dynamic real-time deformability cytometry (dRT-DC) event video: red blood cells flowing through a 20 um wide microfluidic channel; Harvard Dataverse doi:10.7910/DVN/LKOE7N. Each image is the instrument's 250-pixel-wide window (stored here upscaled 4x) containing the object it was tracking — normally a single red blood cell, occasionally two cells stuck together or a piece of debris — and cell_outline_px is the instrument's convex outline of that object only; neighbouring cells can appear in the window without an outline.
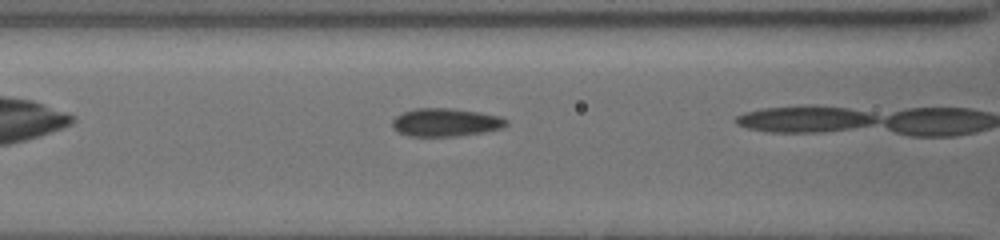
{"species": "common noctule bat (a hibernating species)", "species_latin": "Nyctalus noctula", "temperature_condition": "cold", "stored_images_in_passage": 20, "camera_frame_rate_fps": 3000, "um_per_image_px": 0.085, "animal": {"sex": "female", "body_mass_g": 19.5, "forearm_length_mm": 54.1}, "frame": {"image": 1, "passage_image": 11, "time_ms": 1.667, "image_size_px": [1000, 240], "cell_outline_px": [[508, 124], [500, 128], [480, 132], [456, 136], [408, 136], [392, 128], [392, 120], [396, 116], [404, 112], [416, 108], [452, 108], [476, 112], [496, 116], [508, 120]], "centroid_in_image_um": [37.82, 10.4], "position_along_channel_um": 128.8, "area_um2": 18.32}}